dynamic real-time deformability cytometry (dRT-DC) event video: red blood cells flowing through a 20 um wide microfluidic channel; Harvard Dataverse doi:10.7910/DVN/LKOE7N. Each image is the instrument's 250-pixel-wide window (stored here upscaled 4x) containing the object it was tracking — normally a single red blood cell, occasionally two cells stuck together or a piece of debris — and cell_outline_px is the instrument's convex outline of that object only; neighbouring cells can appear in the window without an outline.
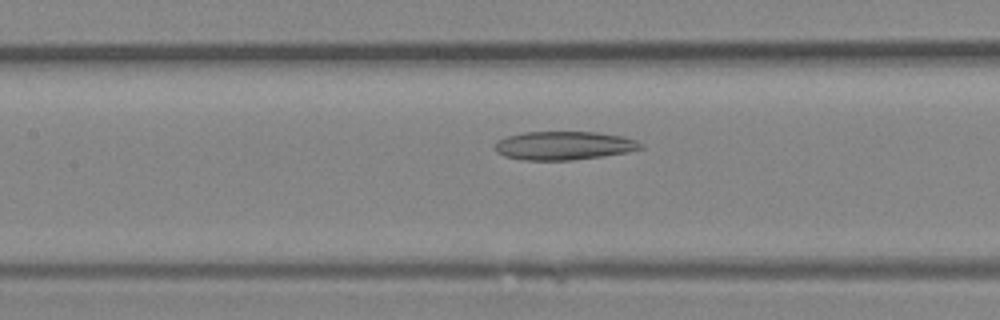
{"species": "Egyptian fruit bat (a non-hibernating species)", "species_latin": "Rousettus aegyptiacus", "temperature_condition": "room temperature", "stored_images_in_passage": 34, "camera_frame_rate_fps": 3000, "um_per_image_px": 0.085, "animal": {"sex": "female"}, "frame": {"image": 1, "passage_image": 12, "time_ms": 3.667, "image_size_px": [1000, 320], "cell_outline_px": [[644, 148], [628, 152], [572, 160], [524, 160], [504, 156], [496, 152], [496, 144], [500, 140], [508, 136], [524, 132], [596, 132], [624, 136], [636, 140], [644, 144]], "centroid_in_image_um": [47.98, 12.37], "position_along_channel_um": 159.4, "area_um2": 24.16}}
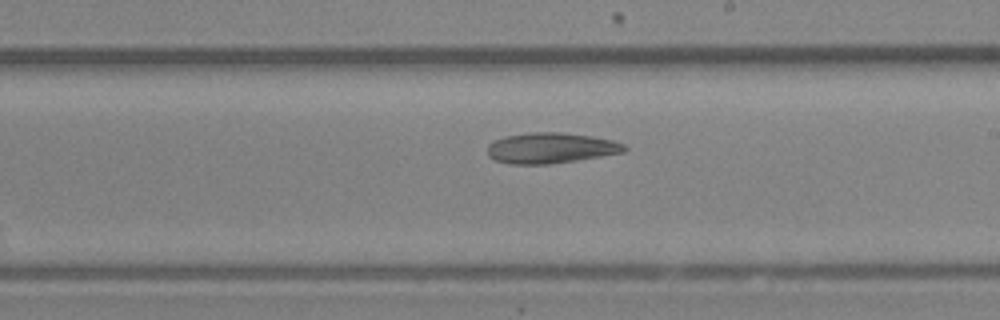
{"frame": {"image": 2, "passage_image": 17, "time_ms": 5.333, "image_size_px": [1000, 320], "cell_outline_px": [[628, 148], [624, 152], [552, 164], [508, 164], [496, 160], [488, 156], [488, 144], [492, 140], [504, 136], [532, 132], [560, 132], [592, 136], [612, 140], [624, 144]], "centroid_in_image_um": [46.78, 12.58], "position_along_channel_um": 242.2, "area_um2": 24.51}}
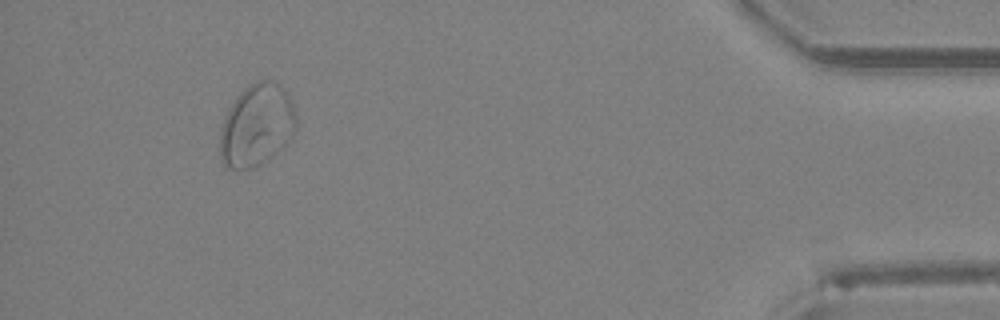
{"frame": {"image": 3, "passage_image": 31, "time_ms": 10.0, "image_size_px": [1000, 320], "cell_outline_px": [[296, 128], [292, 136], [284, 148], [260, 164], [252, 168], [240, 172], [228, 168], [220, 160], [220, 128], [236, 96], [248, 84], [256, 80], [268, 80], [280, 84], [284, 88], [292, 104], [296, 120]], "centroid_in_image_um": [21.81, 10.68], "position_along_channel_um": 413.4, "area_um2": 36.82}}